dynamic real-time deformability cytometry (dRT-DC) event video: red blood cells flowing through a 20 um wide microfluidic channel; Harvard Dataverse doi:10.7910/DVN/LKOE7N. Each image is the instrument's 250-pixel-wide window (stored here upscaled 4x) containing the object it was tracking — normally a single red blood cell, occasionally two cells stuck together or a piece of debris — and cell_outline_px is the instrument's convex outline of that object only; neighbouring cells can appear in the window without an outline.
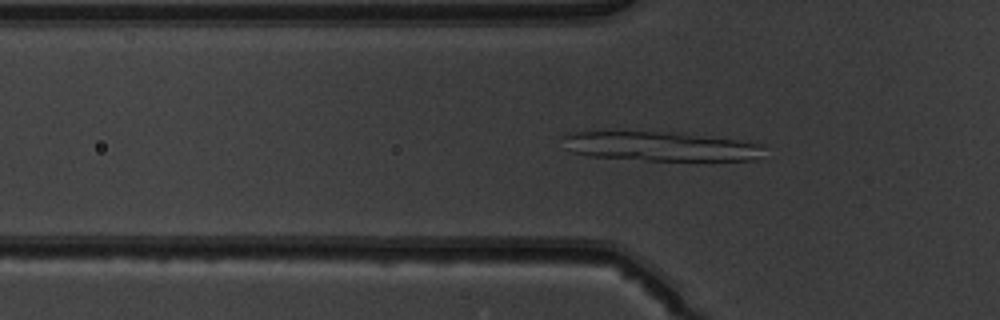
{"species": "common noctule bat (a hibernating species)", "species_latin": "Nyctalus noctula", "temperature_condition": "warm", "stored_images_in_passage": 42, "camera_frame_rate_fps": 3000, "um_per_image_px": 0.085, "animal": {"sex": "male", "body_mass_g": 19.5, "forearm_length_mm": 54.6}, "frame": {"image": 1, "passage_image": 10, "time_ms": 3.0, "image_size_px": [1000, 320], "cell_outline_px": [[764, 148], [756, 160], [644, 160], [588, 156], [572, 152], [564, 148], [560, 136], [584, 128], [684, 132], [740, 140], [764, 144]], "centroid_in_image_um": [55.94, 12.37], "position_along_channel_um": 69.9, "area_um2": 36.41}}
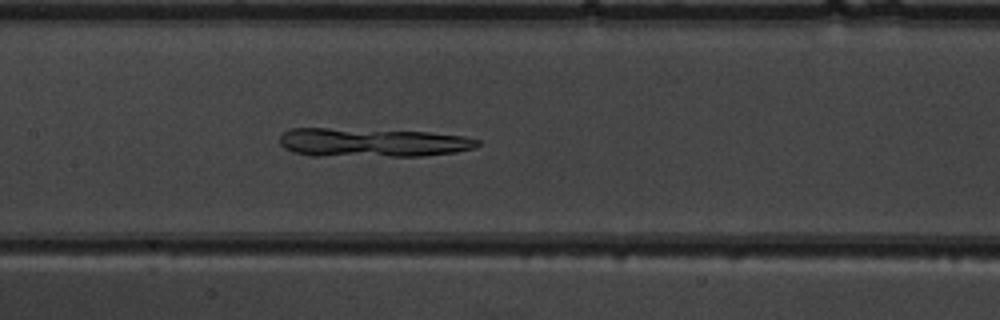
{"frame": {"image": 2, "passage_image": 18, "time_ms": 5.667, "image_size_px": [1000, 320], "cell_outline_px": [[480, 144], [472, 148], [456, 152], [424, 156], [312, 156], [292, 152], [284, 148], [280, 144], [280, 136], [288, 128], [328, 128], [428, 132], [464, 136], [480, 140]], "centroid_in_image_um": [31.61, 12.12], "position_along_channel_um": 175.8, "area_um2": 33.41}}
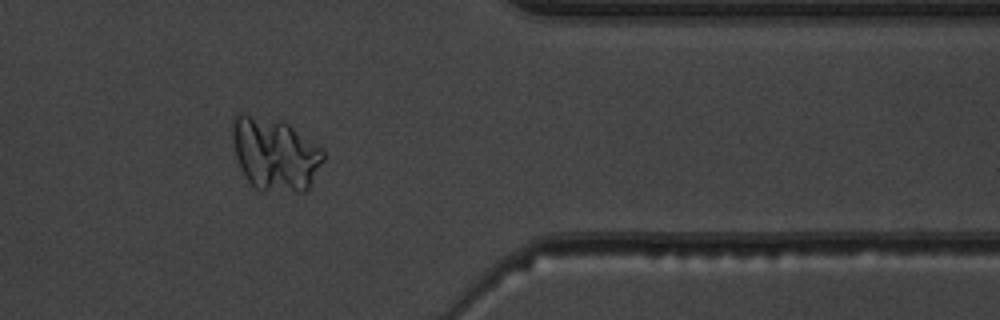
{"frame": {"image": 3, "passage_image": 35, "time_ms": 11.333, "image_size_px": [1000, 320], "cell_outline_px": [[324, 160], [308, 188], [304, 192], [264, 192], [256, 188], [248, 180], [236, 156], [232, 140], [232, 120], [236, 112], [244, 112], [280, 120], [288, 124], [320, 148], [324, 152]], "centroid_in_image_um": [23.34, 13.08], "position_along_channel_um": 388.1, "area_um2": 38.73}}